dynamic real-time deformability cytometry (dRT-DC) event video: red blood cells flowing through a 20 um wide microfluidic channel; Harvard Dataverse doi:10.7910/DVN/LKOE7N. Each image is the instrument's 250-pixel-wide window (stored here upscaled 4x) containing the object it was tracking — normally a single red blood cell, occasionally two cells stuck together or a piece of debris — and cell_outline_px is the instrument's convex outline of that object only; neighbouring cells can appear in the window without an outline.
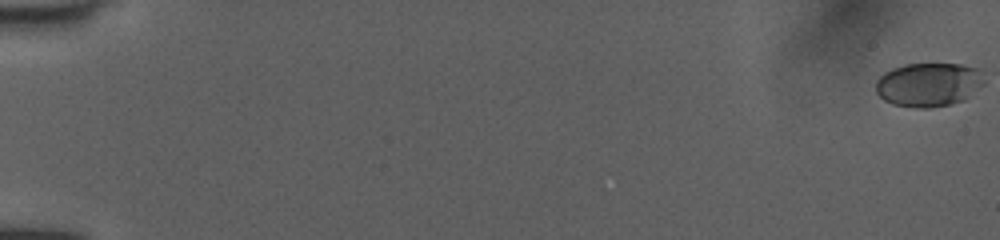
{"species": "human", "species_latin": "Homo sapiens", "temperature_condition": "room temperature", "stored_images_in_passage": 53, "camera_frame_rate_fps": 3000, "um_per_image_px": 0.085, "donor": {"sex": "female"}, "frame": {"image": 1, "passage_image": 1, "time_ms": 0.0, "image_size_px": [1000, 240], "cell_outline_px": [[984, 84], [964, 100], [952, 104], [932, 108], [916, 108], [892, 104], [884, 100], [876, 92], [876, 80], [884, 72], [892, 68], [908, 64], [960, 64], [976, 68], [984, 80]], "centroid_in_image_um": [78.91, 7.2], "position_along_channel_um": 6.1, "area_um2": 27.74}}
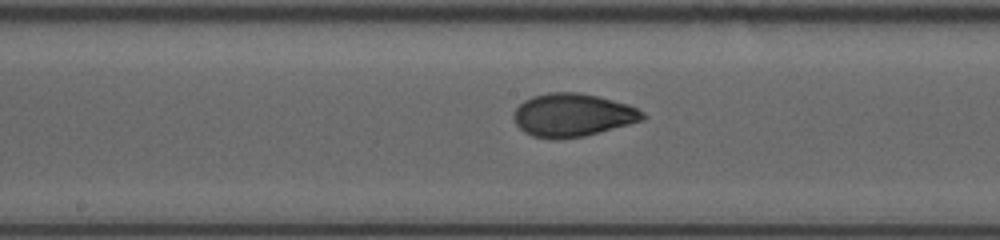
{"frame": {"image": 2, "passage_image": 30, "time_ms": 9.667, "image_size_px": [1000, 240], "cell_outline_px": [[648, 116], [644, 120], [584, 136], [556, 140], [532, 136], [524, 132], [516, 124], [512, 116], [516, 108], [524, 100], [532, 96], [548, 92], [576, 92], [596, 96], [628, 104], [644, 112]], "centroid_in_image_um": [48.66, 9.79], "position_along_channel_um": 199.5, "area_um2": 32.48}}
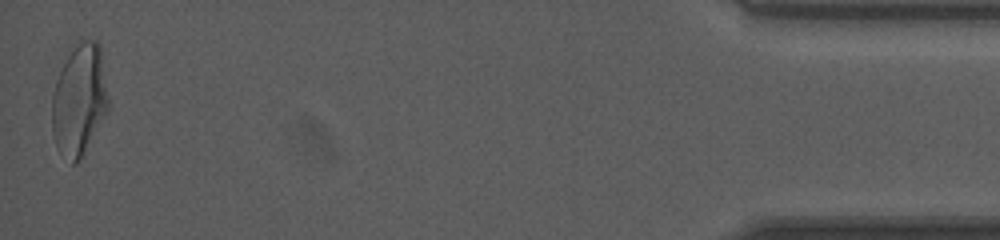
{"frame": {"image": 3, "passage_image": 53, "time_ms": 17.333, "image_size_px": [1000, 240], "cell_outline_px": [[108, 112], [76, 164], [72, 164], [56, 148], [52, 132], [52, 96], [56, 80], [68, 56], [80, 40], [96, 40], [100, 44], [108, 100]], "centroid_in_image_um": [6.73, 8.51], "position_along_channel_um": 428.5, "area_um2": 36.13}, "authors_computed_cell_mechanics": {"area_um2": 31.3276, "velocity_mm_per_s": 4.0409, "shape_relaxation_time_tau1_ms": 5.0981, "shape_relaxation_time_tau2_ms": 0.679, "deformation_change_tau1": 0.1826, "deformation_change_tau2": 0.0502}}